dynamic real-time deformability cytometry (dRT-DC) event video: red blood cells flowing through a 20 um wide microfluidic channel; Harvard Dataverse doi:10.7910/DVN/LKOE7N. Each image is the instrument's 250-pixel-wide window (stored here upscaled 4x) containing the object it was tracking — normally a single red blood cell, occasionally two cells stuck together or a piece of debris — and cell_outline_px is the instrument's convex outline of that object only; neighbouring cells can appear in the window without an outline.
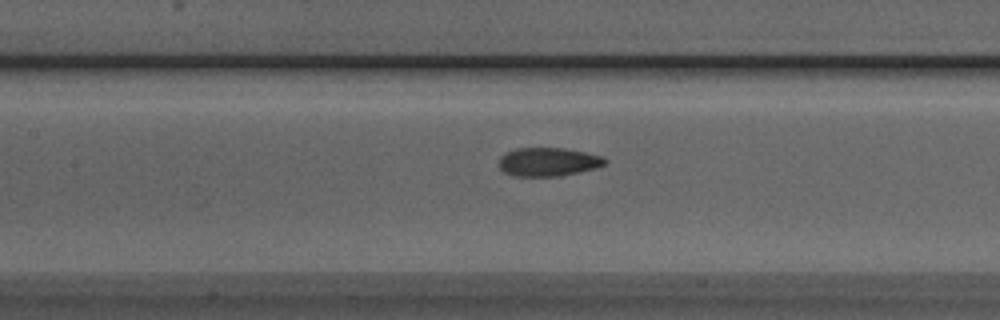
{"species": "Egyptian fruit bat (a non-hibernating species)", "species_latin": "Rousettus aegyptiacus", "temperature_condition": "room temperature", "stored_images_in_passage": 29, "camera_frame_rate_fps": 3000, "um_per_image_px": 0.085, "animal": {"sex": "male"}, "frame": {"image": 1, "passage_image": 16, "time_ms": 5.0, "image_size_px": [1000, 320], "cell_outline_px": [[608, 160], [604, 164], [596, 168], [560, 176], [512, 176], [504, 172], [500, 168], [500, 156], [516, 148], [564, 148], [604, 156]], "centroid_in_image_um": [46.61, 13.76], "position_along_channel_um": 160.8, "area_um2": 17.63}}
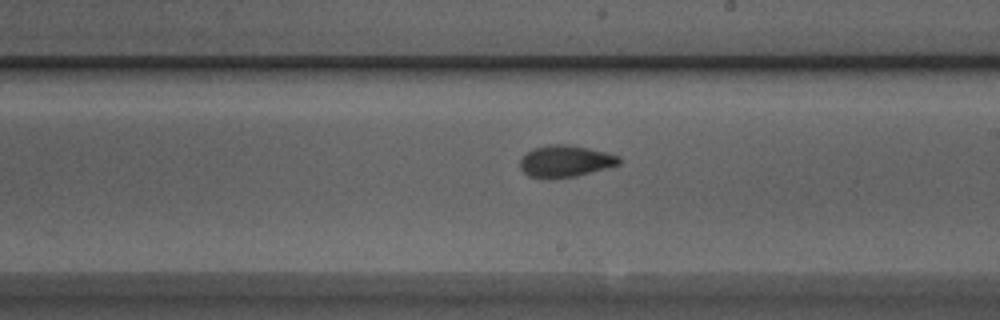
{"frame": {"image": 2, "passage_image": 22, "time_ms": 7.0, "image_size_px": [1000, 320], "cell_outline_px": [[620, 164], [576, 176], [548, 180], [528, 176], [520, 168], [520, 160], [532, 148], [548, 144], [568, 144], [588, 148], [620, 156]], "centroid_in_image_um": [48.02, 13.71], "position_along_channel_um": 241.0, "area_um2": 18.44}}
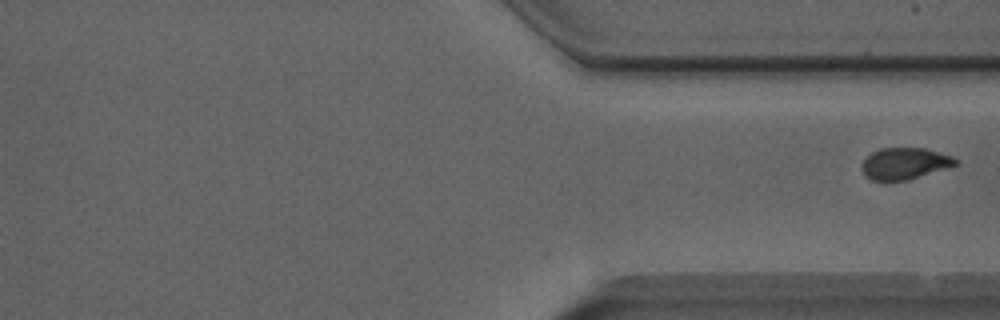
{"frame": {"image": 3, "passage_image": 29, "time_ms": 9.333, "image_size_px": [1000, 320], "cell_outline_px": [[956, 164], [904, 180], [872, 180], [864, 176], [860, 168], [860, 164], [872, 152], [880, 148], [924, 148], [952, 156], [956, 160]], "centroid_in_image_um": [76.79, 13.88], "position_along_channel_um": 334.6, "area_um2": 16.76}}